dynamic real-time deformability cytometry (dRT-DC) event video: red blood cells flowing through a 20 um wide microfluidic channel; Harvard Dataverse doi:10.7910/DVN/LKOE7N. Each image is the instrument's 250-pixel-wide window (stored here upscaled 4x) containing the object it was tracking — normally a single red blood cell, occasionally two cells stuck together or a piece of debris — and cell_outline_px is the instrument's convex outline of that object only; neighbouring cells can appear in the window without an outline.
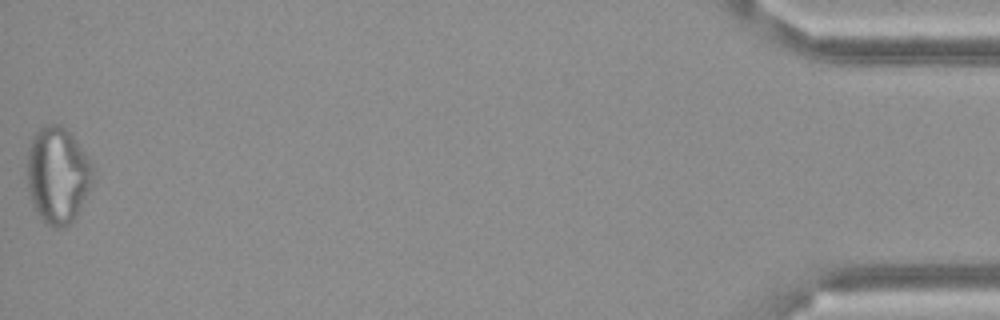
{"species": "Egyptian fruit bat (a non-hibernating species)", "species_latin": "Rousettus aegyptiacus", "temperature_condition": "cold", "stored_images_in_passage": 51, "camera_frame_rate_fps": 3000, "um_per_image_px": 0.085, "frame": {"image": 1, "passage_image": 51, "time_ms": 16.667, "image_size_px": [1000, 320], "cell_outline_px": [[92, 176], [88, 188], [72, 220], [64, 228], [56, 228], [48, 224], [40, 216], [32, 204], [28, 192], [28, 148], [32, 136], [44, 124], [60, 124], [72, 136], [92, 164]], "centroid_in_image_um": [4.85, 14.85], "position_along_channel_um": 430.4, "area_um2": 35.95}, "authors_computed_cell_mechanics": {"area_um2": 29.478, "velocity_mm_per_s": 3.5063, "shape_relaxation_time_tau1_ms": null, "shape_relaxation_time_tau2_ms": 1.6317, "deformation_change_tau1": null, "deformation_change_tau2": 0.0792}}